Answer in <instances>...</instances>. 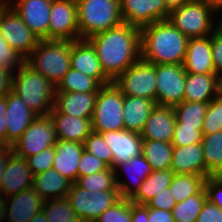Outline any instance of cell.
<instances>
[{
  "label": "cell",
  "instance_id": "obj_1",
  "mask_svg": "<svg viewBox=\"0 0 222 222\" xmlns=\"http://www.w3.org/2000/svg\"><path fill=\"white\" fill-rule=\"evenodd\" d=\"M88 40L112 81L141 58L140 28L128 23L94 34Z\"/></svg>",
  "mask_w": 222,
  "mask_h": 222
},
{
  "label": "cell",
  "instance_id": "obj_2",
  "mask_svg": "<svg viewBox=\"0 0 222 222\" xmlns=\"http://www.w3.org/2000/svg\"><path fill=\"white\" fill-rule=\"evenodd\" d=\"M189 38L169 20L140 28L141 59L151 64L183 65Z\"/></svg>",
  "mask_w": 222,
  "mask_h": 222
},
{
  "label": "cell",
  "instance_id": "obj_3",
  "mask_svg": "<svg viewBox=\"0 0 222 222\" xmlns=\"http://www.w3.org/2000/svg\"><path fill=\"white\" fill-rule=\"evenodd\" d=\"M12 92L37 115L53 110L56 86L26 62L13 74Z\"/></svg>",
  "mask_w": 222,
  "mask_h": 222
},
{
  "label": "cell",
  "instance_id": "obj_4",
  "mask_svg": "<svg viewBox=\"0 0 222 222\" xmlns=\"http://www.w3.org/2000/svg\"><path fill=\"white\" fill-rule=\"evenodd\" d=\"M71 42L66 40H40L25 62L55 86L71 68Z\"/></svg>",
  "mask_w": 222,
  "mask_h": 222
},
{
  "label": "cell",
  "instance_id": "obj_5",
  "mask_svg": "<svg viewBox=\"0 0 222 222\" xmlns=\"http://www.w3.org/2000/svg\"><path fill=\"white\" fill-rule=\"evenodd\" d=\"M80 39L123 23L120 0H76Z\"/></svg>",
  "mask_w": 222,
  "mask_h": 222
},
{
  "label": "cell",
  "instance_id": "obj_6",
  "mask_svg": "<svg viewBox=\"0 0 222 222\" xmlns=\"http://www.w3.org/2000/svg\"><path fill=\"white\" fill-rule=\"evenodd\" d=\"M216 14L204 0H192L171 10L168 20L188 38H201L216 30Z\"/></svg>",
  "mask_w": 222,
  "mask_h": 222
},
{
  "label": "cell",
  "instance_id": "obj_7",
  "mask_svg": "<svg viewBox=\"0 0 222 222\" xmlns=\"http://www.w3.org/2000/svg\"><path fill=\"white\" fill-rule=\"evenodd\" d=\"M123 103L124 95L113 82L101 86L91 119L93 132L124 130Z\"/></svg>",
  "mask_w": 222,
  "mask_h": 222
},
{
  "label": "cell",
  "instance_id": "obj_8",
  "mask_svg": "<svg viewBox=\"0 0 222 222\" xmlns=\"http://www.w3.org/2000/svg\"><path fill=\"white\" fill-rule=\"evenodd\" d=\"M113 83L121 90L124 96L144 97L157 104L155 64L140 58L121 73Z\"/></svg>",
  "mask_w": 222,
  "mask_h": 222
},
{
  "label": "cell",
  "instance_id": "obj_9",
  "mask_svg": "<svg viewBox=\"0 0 222 222\" xmlns=\"http://www.w3.org/2000/svg\"><path fill=\"white\" fill-rule=\"evenodd\" d=\"M56 142L57 137L51 116L38 115L12 147L16 155L26 159L55 146Z\"/></svg>",
  "mask_w": 222,
  "mask_h": 222
},
{
  "label": "cell",
  "instance_id": "obj_10",
  "mask_svg": "<svg viewBox=\"0 0 222 222\" xmlns=\"http://www.w3.org/2000/svg\"><path fill=\"white\" fill-rule=\"evenodd\" d=\"M0 33L9 46L24 59L40 41L11 6L0 10Z\"/></svg>",
  "mask_w": 222,
  "mask_h": 222
},
{
  "label": "cell",
  "instance_id": "obj_11",
  "mask_svg": "<svg viewBox=\"0 0 222 222\" xmlns=\"http://www.w3.org/2000/svg\"><path fill=\"white\" fill-rule=\"evenodd\" d=\"M157 105L174 107L184 101L186 71L180 64L155 65Z\"/></svg>",
  "mask_w": 222,
  "mask_h": 222
},
{
  "label": "cell",
  "instance_id": "obj_12",
  "mask_svg": "<svg viewBox=\"0 0 222 222\" xmlns=\"http://www.w3.org/2000/svg\"><path fill=\"white\" fill-rule=\"evenodd\" d=\"M80 39L76 0H52L48 40Z\"/></svg>",
  "mask_w": 222,
  "mask_h": 222
},
{
  "label": "cell",
  "instance_id": "obj_13",
  "mask_svg": "<svg viewBox=\"0 0 222 222\" xmlns=\"http://www.w3.org/2000/svg\"><path fill=\"white\" fill-rule=\"evenodd\" d=\"M120 8L123 22L139 28L168 20L170 14L165 0H120Z\"/></svg>",
  "mask_w": 222,
  "mask_h": 222
},
{
  "label": "cell",
  "instance_id": "obj_14",
  "mask_svg": "<svg viewBox=\"0 0 222 222\" xmlns=\"http://www.w3.org/2000/svg\"><path fill=\"white\" fill-rule=\"evenodd\" d=\"M10 6L39 40H48L52 0H12Z\"/></svg>",
  "mask_w": 222,
  "mask_h": 222
},
{
  "label": "cell",
  "instance_id": "obj_15",
  "mask_svg": "<svg viewBox=\"0 0 222 222\" xmlns=\"http://www.w3.org/2000/svg\"><path fill=\"white\" fill-rule=\"evenodd\" d=\"M71 68L94 78L101 86L113 82L103 71L94 46L88 39L71 42Z\"/></svg>",
  "mask_w": 222,
  "mask_h": 222
},
{
  "label": "cell",
  "instance_id": "obj_16",
  "mask_svg": "<svg viewBox=\"0 0 222 222\" xmlns=\"http://www.w3.org/2000/svg\"><path fill=\"white\" fill-rule=\"evenodd\" d=\"M152 171L151 165L142 154L131 158L127 162L118 164L114 168V172L121 198L130 200L139 190L142 182ZM123 173L127 177V180L129 178L131 182L129 180L123 181L122 176L120 175Z\"/></svg>",
  "mask_w": 222,
  "mask_h": 222
},
{
  "label": "cell",
  "instance_id": "obj_17",
  "mask_svg": "<svg viewBox=\"0 0 222 222\" xmlns=\"http://www.w3.org/2000/svg\"><path fill=\"white\" fill-rule=\"evenodd\" d=\"M113 155L114 169L118 164L142 154L143 140L140 133L129 130L104 131L99 133Z\"/></svg>",
  "mask_w": 222,
  "mask_h": 222
},
{
  "label": "cell",
  "instance_id": "obj_18",
  "mask_svg": "<svg viewBox=\"0 0 222 222\" xmlns=\"http://www.w3.org/2000/svg\"><path fill=\"white\" fill-rule=\"evenodd\" d=\"M175 125L173 107L156 104L140 132V136L142 140H160L172 143Z\"/></svg>",
  "mask_w": 222,
  "mask_h": 222
},
{
  "label": "cell",
  "instance_id": "obj_19",
  "mask_svg": "<svg viewBox=\"0 0 222 222\" xmlns=\"http://www.w3.org/2000/svg\"><path fill=\"white\" fill-rule=\"evenodd\" d=\"M45 200L33 187L7 196L6 222H29L43 210Z\"/></svg>",
  "mask_w": 222,
  "mask_h": 222
},
{
  "label": "cell",
  "instance_id": "obj_20",
  "mask_svg": "<svg viewBox=\"0 0 222 222\" xmlns=\"http://www.w3.org/2000/svg\"><path fill=\"white\" fill-rule=\"evenodd\" d=\"M6 103V145L12 146L38 115L25 105L21 98L12 91L6 96Z\"/></svg>",
  "mask_w": 222,
  "mask_h": 222
},
{
  "label": "cell",
  "instance_id": "obj_21",
  "mask_svg": "<svg viewBox=\"0 0 222 222\" xmlns=\"http://www.w3.org/2000/svg\"><path fill=\"white\" fill-rule=\"evenodd\" d=\"M33 180L26 159L13 153L4 170L0 192L6 197L16 195L33 187Z\"/></svg>",
  "mask_w": 222,
  "mask_h": 222
},
{
  "label": "cell",
  "instance_id": "obj_22",
  "mask_svg": "<svg viewBox=\"0 0 222 222\" xmlns=\"http://www.w3.org/2000/svg\"><path fill=\"white\" fill-rule=\"evenodd\" d=\"M183 67L191 74H216L212 57L211 35L189 38Z\"/></svg>",
  "mask_w": 222,
  "mask_h": 222
},
{
  "label": "cell",
  "instance_id": "obj_23",
  "mask_svg": "<svg viewBox=\"0 0 222 222\" xmlns=\"http://www.w3.org/2000/svg\"><path fill=\"white\" fill-rule=\"evenodd\" d=\"M184 101L210 103L222 92V80L217 74L186 72Z\"/></svg>",
  "mask_w": 222,
  "mask_h": 222
},
{
  "label": "cell",
  "instance_id": "obj_24",
  "mask_svg": "<svg viewBox=\"0 0 222 222\" xmlns=\"http://www.w3.org/2000/svg\"><path fill=\"white\" fill-rule=\"evenodd\" d=\"M98 93L55 92L54 109L61 114L92 118Z\"/></svg>",
  "mask_w": 222,
  "mask_h": 222
},
{
  "label": "cell",
  "instance_id": "obj_25",
  "mask_svg": "<svg viewBox=\"0 0 222 222\" xmlns=\"http://www.w3.org/2000/svg\"><path fill=\"white\" fill-rule=\"evenodd\" d=\"M53 120L57 140L75 141L81 144L92 133V118H81L58 113L54 108L49 113Z\"/></svg>",
  "mask_w": 222,
  "mask_h": 222
},
{
  "label": "cell",
  "instance_id": "obj_26",
  "mask_svg": "<svg viewBox=\"0 0 222 222\" xmlns=\"http://www.w3.org/2000/svg\"><path fill=\"white\" fill-rule=\"evenodd\" d=\"M170 170L174 174H192L205 177V161L201 142L173 147Z\"/></svg>",
  "mask_w": 222,
  "mask_h": 222
},
{
  "label": "cell",
  "instance_id": "obj_27",
  "mask_svg": "<svg viewBox=\"0 0 222 222\" xmlns=\"http://www.w3.org/2000/svg\"><path fill=\"white\" fill-rule=\"evenodd\" d=\"M55 150L56 156L53 161V169L72 183H75L84 145L75 141L57 140Z\"/></svg>",
  "mask_w": 222,
  "mask_h": 222
},
{
  "label": "cell",
  "instance_id": "obj_28",
  "mask_svg": "<svg viewBox=\"0 0 222 222\" xmlns=\"http://www.w3.org/2000/svg\"><path fill=\"white\" fill-rule=\"evenodd\" d=\"M156 102L137 96H124L123 117L125 130L140 133Z\"/></svg>",
  "mask_w": 222,
  "mask_h": 222
},
{
  "label": "cell",
  "instance_id": "obj_29",
  "mask_svg": "<svg viewBox=\"0 0 222 222\" xmlns=\"http://www.w3.org/2000/svg\"><path fill=\"white\" fill-rule=\"evenodd\" d=\"M71 185V181L53 168L35 175L33 180V188L45 201L67 197Z\"/></svg>",
  "mask_w": 222,
  "mask_h": 222
},
{
  "label": "cell",
  "instance_id": "obj_30",
  "mask_svg": "<svg viewBox=\"0 0 222 222\" xmlns=\"http://www.w3.org/2000/svg\"><path fill=\"white\" fill-rule=\"evenodd\" d=\"M173 176L174 173L170 169L152 171L130 201L135 204L146 205L163 188L170 186Z\"/></svg>",
  "mask_w": 222,
  "mask_h": 222
},
{
  "label": "cell",
  "instance_id": "obj_31",
  "mask_svg": "<svg viewBox=\"0 0 222 222\" xmlns=\"http://www.w3.org/2000/svg\"><path fill=\"white\" fill-rule=\"evenodd\" d=\"M142 155L153 171L170 169L173 145L160 140H143Z\"/></svg>",
  "mask_w": 222,
  "mask_h": 222
},
{
  "label": "cell",
  "instance_id": "obj_32",
  "mask_svg": "<svg viewBox=\"0 0 222 222\" xmlns=\"http://www.w3.org/2000/svg\"><path fill=\"white\" fill-rule=\"evenodd\" d=\"M202 147L205 161V178L222 174V130L203 135Z\"/></svg>",
  "mask_w": 222,
  "mask_h": 222
},
{
  "label": "cell",
  "instance_id": "obj_33",
  "mask_svg": "<svg viewBox=\"0 0 222 222\" xmlns=\"http://www.w3.org/2000/svg\"><path fill=\"white\" fill-rule=\"evenodd\" d=\"M209 103L183 101L173 107L176 124L198 127L202 131Z\"/></svg>",
  "mask_w": 222,
  "mask_h": 222
},
{
  "label": "cell",
  "instance_id": "obj_34",
  "mask_svg": "<svg viewBox=\"0 0 222 222\" xmlns=\"http://www.w3.org/2000/svg\"><path fill=\"white\" fill-rule=\"evenodd\" d=\"M100 87L94 78L70 68L56 86V92L98 93Z\"/></svg>",
  "mask_w": 222,
  "mask_h": 222
},
{
  "label": "cell",
  "instance_id": "obj_35",
  "mask_svg": "<svg viewBox=\"0 0 222 222\" xmlns=\"http://www.w3.org/2000/svg\"><path fill=\"white\" fill-rule=\"evenodd\" d=\"M205 177L192 174H174L169 186L173 198L177 203L189 196L197 194L203 187Z\"/></svg>",
  "mask_w": 222,
  "mask_h": 222
},
{
  "label": "cell",
  "instance_id": "obj_36",
  "mask_svg": "<svg viewBox=\"0 0 222 222\" xmlns=\"http://www.w3.org/2000/svg\"><path fill=\"white\" fill-rule=\"evenodd\" d=\"M207 200V193L203 187L197 194L189 196L177 203L171 210L175 222H196L202 207Z\"/></svg>",
  "mask_w": 222,
  "mask_h": 222
},
{
  "label": "cell",
  "instance_id": "obj_37",
  "mask_svg": "<svg viewBox=\"0 0 222 222\" xmlns=\"http://www.w3.org/2000/svg\"><path fill=\"white\" fill-rule=\"evenodd\" d=\"M75 184L80 188L89 190L90 192L118 190L115 172L112 167H108L106 170L95 174L77 177Z\"/></svg>",
  "mask_w": 222,
  "mask_h": 222
},
{
  "label": "cell",
  "instance_id": "obj_38",
  "mask_svg": "<svg viewBox=\"0 0 222 222\" xmlns=\"http://www.w3.org/2000/svg\"><path fill=\"white\" fill-rule=\"evenodd\" d=\"M43 211L48 222H81L67 197L46 200Z\"/></svg>",
  "mask_w": 222,
  "mask_h": 222
},
{
  "label": "cell",
  "instance_id": "obj_39",
  "mask_svg": "<svg viewBox=\"0 0 222 222\" xmlns=\"http://www.w3.org/2000/svg\"><path fill=\"white\" fill-rule=\"evenodd\" d=\"M89 222L96 221L99 216L120 199L119 190H107L101 192H90Z\"/></svg>",
  "mask_w": 222,
  "mask_h": 222
},
{
  "label": "cell",
  "instance_id": "obj_40",
  "mask_svg": "<svg viewBox=\"0 0 222 222\" xmlns=\"http://www.w3.org/2000/svg\"><path fill=\"white\" fill-rule=\"evenodd\" d=\"M90 191L78 187L72 183L71 188L67 194V198L71 204L72 209L78 215L81 222H89L90 212Z\"/></svg>",
  "mask_w": 222,
  "mask_h": 222
},
{
  "label": "cell",
  "instance_id": "obj_41",
  "mask_svg": "<svg viewBox=\"0 0 222 222\" xmlns=\"http://www.w3.org/2000/svg\"><path fill=\"white\" fill-rule=\"evenodd\" d=\"M222 130V92L208 104L202 134H213Z\"/></svg>",
  "mask_w": 222,
  "mask_h": 222
},
{
  "label": "cell",
  "instance_id": "obj_42",
  "mask_svg": "<svg viewBox=\"0 0 222 222\" xmlns=\"http://www.w3.org/2000/svg\"><path fill=\"white\" fill-rule=\"evenodd\" d=\"M84 149L105 162L109 167L113 166V155L109 146L99 133L93 132L85 139Z\"/></svg>",
  "mask_w": 222,
  "mask_h": 222
},
{
  "label": "cell",
  "instance_id": "obj_43",
  "mask_svg": "<svg viewBox=\"0 0 222 222\" xmlns=\"http://www.w3.org/2000/svg\"><path fill=\"white\" fill-rule=\"evenodd\" d=\"M132 202L121 198L113 206L103 212L96 222H131Z\"/></svg>",
  "mask_w": 222,
  "mask_h": 222
},
{
  "label": "cell",
  "instance_id": "obj_44",
  "mask_svg": "<svg viewBox=\"0 0 222 222\" xmlns=\"http://www.w3.org/2000/svg\"><path fill=\"white\" fill-rule=\"evenodd\" d=\"M24 62L25 59L9 46L0 33V67L15 74Z\"/></svg>",
  "mask_w": 222,
  "mask_h": 222
},
{
  "label": "cell",
  "instance_id": "obj_45",
  "mask_svg": "<svg viewBox=\"0 0 222 222\" xmlns=\"http://www.w3.org/2000/svg\"><path fill=\"white\" fill-rule=\"evenodd\" d=\"M56 156L55 146L40 151L36 155L26 158L29 168L32 174L38 175L46 170L53 168V161Z\"/></svg>",
  "mask_w": 222,
  "mask_h": 222
},
{
  "label": "cell",
  "instance_id": "obj_46",
  "mask_svg": "<svg viewBox=\"0 0 222 222\" xmlns=\"http://www.w3.org/2000/svg\"><path fill=\"white\" fill-rule=\"evenodd\" d=\"M203 134L198 127L183 126L176 124L172 140L173 147L187 146L202 142Z\"/></svg>",
  "mask_w": 222,
  "mask_h": 222
},
{
  "label": "cell",
  "instance_id": "obj_47",
  "mask_svg": "<svg viewBox=\"0 0 222 222\" xmlns=\"http://www.w3.org/2000/svg\"><path fill=\"white\" fill-rule=\"evenodd\" d=\"M108 167L109 166L105 162L84 149L79 162L78 177L95 174L106 170Z\"/></svg>",
  "mask_w": 222,
  "mask_h": 222
},
{
  "label": "cell",
  "instance_id": "obj_48",
  "mask_svg": "<svg viewBox=\"0 0 222 222\" xmlns=\"http://www.w3.org/2000/svg\"><path fill=\"white\" fill-rule=\"evenodd\" d=\"M207 199L222 210V174H213L205 179Z\"/></svg>",
  "mask_w": 222,
  "mask_h": 222
},
{
  "label": "cell",
  "instance_id": "obj_49",
  "mask_svg": "<svg viewBox=\"0 0 222 222\" xmlns=\"http://www.w3.org/2000/svg\"><path fill=\"white\" fill-rule=\"evenodd\" d=\"M176 204L177 202L173 198L170 188L166 187V188H163V190L160 191L159 194L154 196L146 204V206L148 208L164 209V210L171 211Z\"/></svg>",
  "mask_w": 222,
  "mask_h": 222
},
{
  "label": "cell",
  "instance_id": "obj_50",
  "mask_svg": "<svg viewBox=\"0 0 222 222\" xmlns=\"http://www.w3.org/2000/svg\"><path fill=\"white\" fill-rule=\"evenodd\" d=\"M211 49L215 73L222 80V34L217 30L211 34Z\"/></svg>",
  "mask_w": 222,
  "mask_h": 222
},
{
  "label": "cell",
  "instance_id": "obj_51",
  "mask_svg": "<svg viewBox=\"0 0 222 222\" xmlns=\"http://www.w3.org/2000/svg\"><path fill=\"white\" fill-rule=\"evenodd\" d=\"M196 222H222V210L207 199Z\"/></svg>",
  "mask_w": 222,
  "mask_h": 222
},
{
  "label": "cell",
  "instance_id": "obj_52",
  "mask_svg": "<svg viewBox=\"0 0 222 222\" xmlns=\"http://www.w3.org/2000/svg\"><path fill=\"white\" fill-rule=\"evenodd\" d=\"M148 222H175L172 212L164 209L149 208Z\"/></svg>",
  "mask_w": 222,
  "mask_h": 222
},
{
  "label": "cell",
  "instance_id": "obj_53",
  "mask_svg": "<svg viewBox=\"0 0 222 222\" xmlns=\"http://www.w3.org/2000/svg\"><path fill=\"white\" fill-rule=\"evenodd\" d=\"M13 73L0 67V97H6L12 91Z\"/></svg>",
  "mask_w": 222,
  "mask_h": 222
},
{
  "label": "cell",
  "instance_id": "obj_54",
  "mask_svg": "<svg viewBox=\"0 0 222 222\" xmlns=\"http://www.w3.org/2000/svg\"><path fill=\"white\" fill-rule=\"evenodd\" d=\"M6 97H0V145H6L7 133Z\"/></svg>",
  "mask_w": 222,
  "mask_h": 222
},
{
  "label": "cell",
  "instance_id": "obj_55",
  "mask_svg": "<svg viewBox=\"0 0 222 222\" xmlns=\"http://www.w3.org/2000/svg\"><path fill=\"white\" fill-rule=\"evenodd\" d=\"M13 153L14 150L11 145H0V190L2 186L4 170L6 168L8 160Z\"/></svg>",
  "mask_w": 222,
  "mask_h": 222
},
{
  "label": "cell",
  "instance_id": "obj_56",
  "mask_svg": "<svg viewBox=\"0 0 222 222\" xmlns=\"http://www.w3.org/2000/svg\"><path fill=\"white\" fill-rule=\"evenodd\" d=\"M149 208L146 205L132 203L131 222H148Z\"/></svg>",
  "mask_w": 222,
  "mask_h": 222
},
{
  "label": "cell",
  "instance_id": "obj_57",
  "mask_svg": "<svg viewBox=\"0 0 222 222\" xmlns=\"http://www.w3.org/2000/svg\"><path fill=\"white\" fill-rule=\"evenodd\" d=\"M6 202L7 197L0 192V222L6 221Z\"/></svg>",
  "mask_w": 222,
  "mask_h": 222
},
{
  "label": "cell",
  "instance_id": "obj_58",
  "mask_svg": "<svg viewBox=\"0 0 222 222\" xmlns=\"http://www.w3.org/2000/svg\"><path fill=\"white\" fill-rule=\"evenodd\" d=\"M192 0H165L167 8L171 11L175 8L181 7L184 4L191 2Z\"/></svg>",
  "mask_w": 222,
  "mask_h": 222
},
{
  "label": "cell",
  "instance_id": "obj_59",
  "mask_svg": "<svg viewBox=\"0 0 222 222\" xmlns=\"http://www.w3.org/2000/svg\"><path fill=\"white\" fill-rule=\"evenodd\" d=\"M209 4L216 12L222 11V0H204Z\"/></svg>",
  "mask_w": 222,
  "mask_h": 222
},
{
  "label": "cell",
  "instance_id": "obj_60",
  "mask_svg": "<svg viewBox=\"0 0 222 222\" xmlns=\"http://www.w3.org/2000/svg\"><path fill=\"white\" fill-rule=\"evenodd\" d=\"M29 222H48L44 211L38 212Z\"/></svg>",
  "mask_w": 222,
  "mask_h": 222
},
{
  "label": "cell",
  "instance_id": "obj_61",
  "mask_svg": "<svg viewBox=\"0 0 222 222\" xmlns=\"http://www.w3.org/2000/svg\"><path fill=\"white\" fill-rule=\"evenodd\" d=\"M220 14H222V11L217 12L216 17H218V15H219V16H222V15H220ZM219 19H220V21H219ZM219 19H218V18L216 19V30H217L220 34H222V17H219ZM217 21H218V22H217Z\"/></svg>",
  "mask_w": 222,
  "mask_h": 222
},
{
  "label": "cell",
  "instance_id": "obj_62",
  "mask_svg": "<svg viewBox=\"0 0 222 222\" xmlns=\"http://www.w3.org/2000/svg\"><path fill=\"white\" fill-rule=\"evenodd\" d=\"M12 0H0V10L9 7Z\"/></svg>",
  "mask_w": 222,
  "mask_h": 222
}]
</instances>
